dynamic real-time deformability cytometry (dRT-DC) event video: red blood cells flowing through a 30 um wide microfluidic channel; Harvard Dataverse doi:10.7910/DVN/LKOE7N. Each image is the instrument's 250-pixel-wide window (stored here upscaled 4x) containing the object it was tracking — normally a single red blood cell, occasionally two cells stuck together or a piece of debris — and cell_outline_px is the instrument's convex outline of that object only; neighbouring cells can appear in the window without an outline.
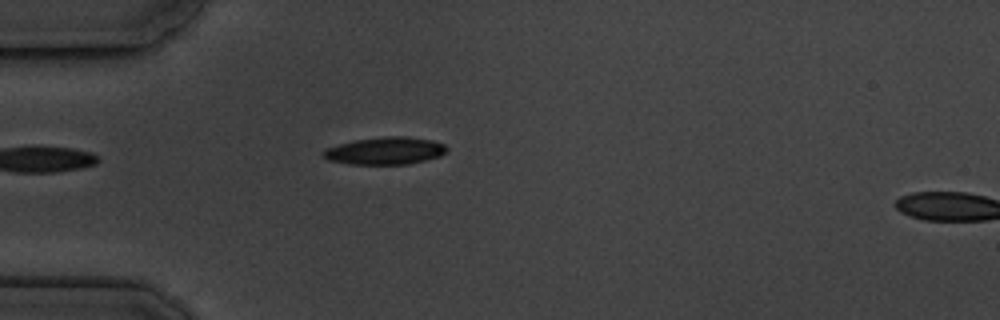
{"species": "common noctule bat (a hibernating species)", "species_latin": "Nyctalus noctula", "temperature_condition": "cold", "stored_images_in_passage": 5, "camera_frame_rate_fps": 3000, "um_per_image_px": 0.085, "animal": {"sex": "male", "body_mass_g": 19.5, "forearm_length_mm": 54.6}, "frame": {"image": 1, "passage_image": 5, "time_ms": 4.667, "image_size_px": [1000, 320], "cell_outline_px": [[448, 148], [440, 156], [408, 164], [348, 164], [328, 160], [320, 156], [328, 148], [340, 144], [356, 140], [384, 136], [408, 136], [432, 140], [444, 144]], "centroid_in_image_um": [32.74, 12.82], "position_along_channel_um": 52.3, "area_um2": 19.59}}